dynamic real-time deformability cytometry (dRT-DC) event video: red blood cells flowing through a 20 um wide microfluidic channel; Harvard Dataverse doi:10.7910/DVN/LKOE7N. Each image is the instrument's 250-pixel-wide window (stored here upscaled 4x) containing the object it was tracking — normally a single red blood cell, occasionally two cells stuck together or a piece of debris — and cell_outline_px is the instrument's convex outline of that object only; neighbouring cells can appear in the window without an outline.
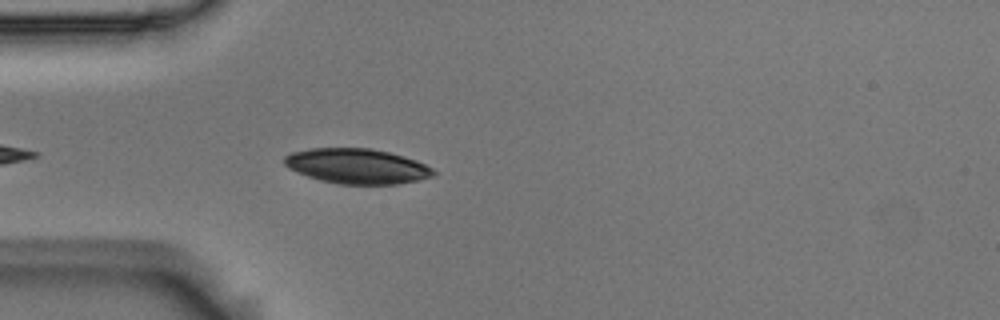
{"species": "Egyptian fruit bat (a non-hibernating species)", "species_latin": "Rousettus aegyptiacus", "temperature_condition": "room temperature", "stored_images_in_passage": 4, "camera_frame_rate_fps": 3000, "um_per_image_px": 0.085, "animal": {"sex": "male"}, "frame": {"image": 1, "passage_image": 4, "time_ms": 1.0, "image_size_px": [1000, 320], "cell_outline_px": [[436, 176], [396, 184], [336, 184], [320, 180], [296, 172], [288, 168], [284, 164], [284, 156], [292, 152], [308, 148], [372, 148], [404, 156], [416, 160], [432, 168], [436, 172]], "centroid_in_image_um": [30.33, 14.12], "position_along_channel_um": 54.7, "area_um2": 30.58}}